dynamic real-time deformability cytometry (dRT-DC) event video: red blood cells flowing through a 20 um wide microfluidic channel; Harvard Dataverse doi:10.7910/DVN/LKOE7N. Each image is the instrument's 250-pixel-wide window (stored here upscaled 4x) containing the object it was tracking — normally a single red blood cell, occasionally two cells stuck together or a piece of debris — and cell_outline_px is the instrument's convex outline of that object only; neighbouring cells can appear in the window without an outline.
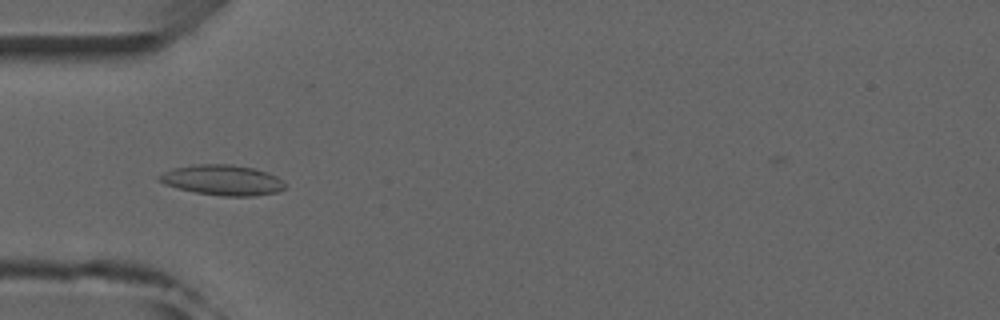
{"species": "common noctule bat (a hibernating species)", "species_latin": "Nyctalus noctula", "temperature_condition": "room temperature", "stored_images_in_passage": 7, "camera_frame_rate_fps": 3000, "um_per_image_px": 0.085, "animal": {"sex": "male", "forearm_length_mm": 52.5}, "frame": {"image": 1, "passage_image": 5, "time_ms": 4.333, "image_size_px": [1000, 320], "cell_outline_px": [[284, 188], [276, 192], [252, 196], [224, 196], [196, 192], [164, 184], [156, 180], [156, 176], [172, 168], [192, 164], [232, 164], [252, 168], [268, 172], [284, 180]], "centroid_in_image_um": [18.88, 15.29], "position_along_channel_um": 66.1, "area_um2": 22.25}}
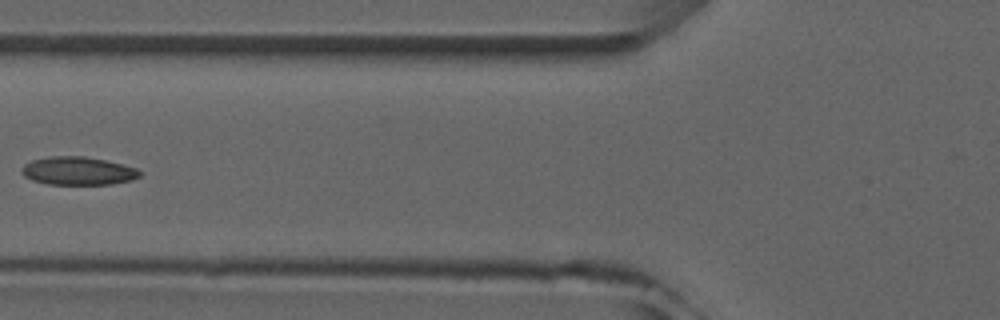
{"frame": {"image": 2, "passage_image": 6, "time_ms": 5.667, "image_size_px": [1000, 320], "cell_outline_px": [[140, 176], [132, 180], [112, 184], [48, 184], [32, 180], [24, 176], [20, 172], [20, 168], [24, 164], [32, 160], [48, 156], [84, 156], [108, 160], [136, 168], [140, 172]], "centroid_in_image_um": [6.6, 14.52], "position_along_channel_um": 119.2, "area_um2": 19.54}}
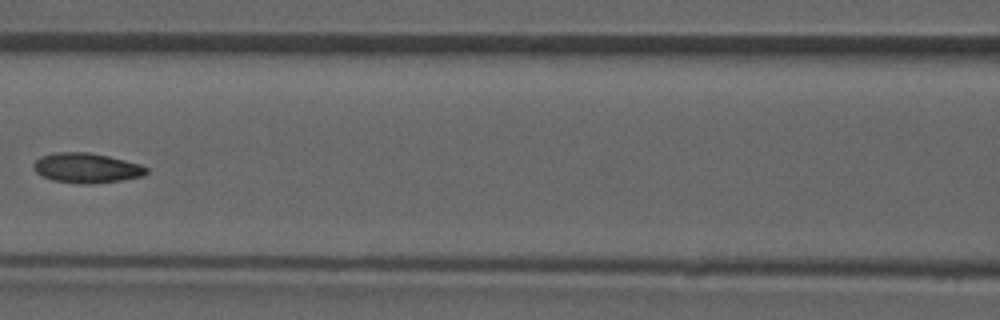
{"frame": {"image": 3, "passage_image": 7, "time_ms": 6.667, "image_size_px": [1000, 320], "cell_outline_px": [[148, 172], [144, 176], [120, 180], [92, 184], [80, 184], [52, 180], [36, 172], [32, 168], [32, 164], [40, 156], [56, 152], [88, 152], [108, 156], [140, 164], [148, 168]], "centroid_in_image_um": [7.34, 14.28], "position_along_channel_um": 159.3, "area_um2": 19.71}}